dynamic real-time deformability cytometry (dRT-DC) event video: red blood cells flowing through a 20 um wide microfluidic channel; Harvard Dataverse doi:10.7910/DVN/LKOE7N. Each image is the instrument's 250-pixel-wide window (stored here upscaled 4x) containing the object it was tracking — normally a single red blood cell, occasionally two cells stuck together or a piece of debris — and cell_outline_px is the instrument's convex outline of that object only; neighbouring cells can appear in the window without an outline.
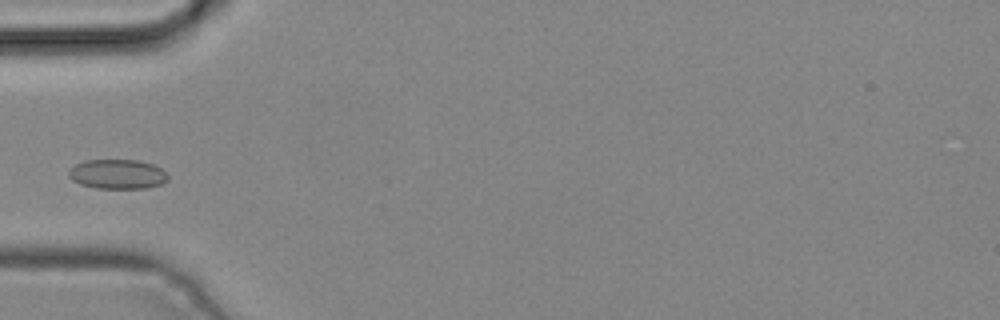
{"species": "common noctule bat (a hibernating species)", "species_latin": "Nyctalus noctula", "temperature_condition": "cold", "stored_images_in_passage": 4, "camera_frame_rate_fps": 3000, "um_per_image_px": 0.085, "animal": {"sex": "male", "body_mass_g": 19.2, "forearm_length_mm": 51.8}, "frame": {"image": 1, "passage_image": 3, "time_ms": 0.667, "image_size_px": [1000, 320], "cell_outline_px": [[168, 180], [160, 184], [144, 188], [96, 188], [80, 184], [72, 180], [68, 176], [68, 172], [76, 164], [84, 160], [140, 160], [152, 164], [160, 168], [168, 176]], "centroid_in_image_um": [9.96, 14.8], "position_along_channel_um": 75.0, "area_um2": 16.99}}
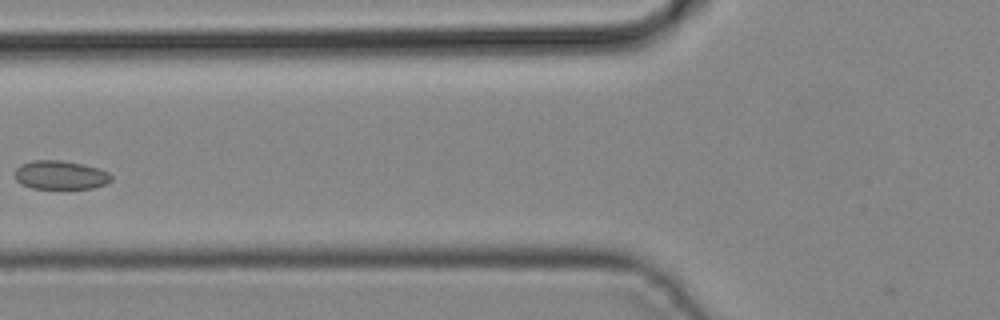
{"frame": {"image": 2, "passage_image": 4, "time_ms": 1.0, "image_size_px": [1000, 320], "cell_outline_px": [[112, 180], [104, 184], [92, 188], [32, 188], [20, 184], [16, 180], [16, 168], [20, 164], [32, 160], [60, 160], [84, 164], [108, 172], [112, 176]], "centroid_in_image_um": [5.11, 14.87], "position_along_channel_um": 120.7, "area_um2": 16.07}}